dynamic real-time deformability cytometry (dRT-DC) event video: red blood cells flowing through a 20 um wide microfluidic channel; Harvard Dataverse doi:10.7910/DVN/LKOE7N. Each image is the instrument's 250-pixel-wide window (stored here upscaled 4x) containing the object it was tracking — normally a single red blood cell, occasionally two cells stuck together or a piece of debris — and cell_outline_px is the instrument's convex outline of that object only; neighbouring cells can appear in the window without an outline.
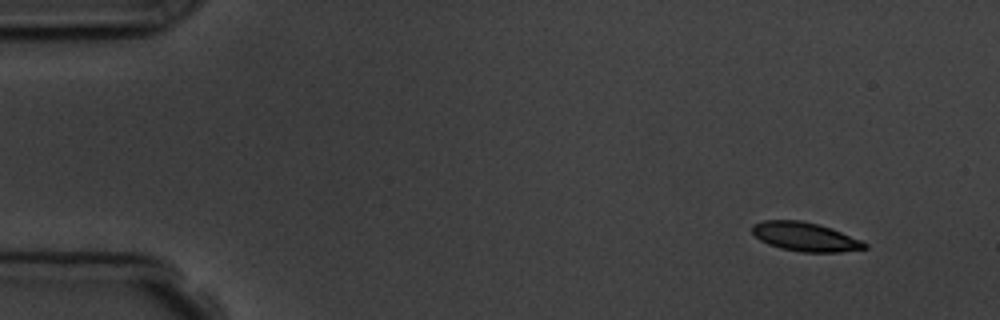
{"species": "common noctule bat (a hibernating species)", "species_latin": "Nyctalus noctula", "temperature_condition": "room temperature", "stored_images_in_passage": 4, "camera_frame_rate_fps": 3000, "um_per_image_px": 0.085, "animal": {"sex": "male", "body_mass_g": 19.5, "forearm_length_mm": 54.6}, "frame": {"image": 1, "passage_image": 1, "time_ms": 0.0, "image_size_px": [1000, 320], "cell_outline_px": [[868, 248], [840, 252], [800, 252], [780, 248], [768, 244], [760, 240], [752, 232], [752, 224], [764, 220], [800, 220], [832, 228], [860, 240], [868, 244]], "centroid_in_image_um": [68.43, 20.13], "position_along_channel_um": 16.6, "area_um2": 18.9}}
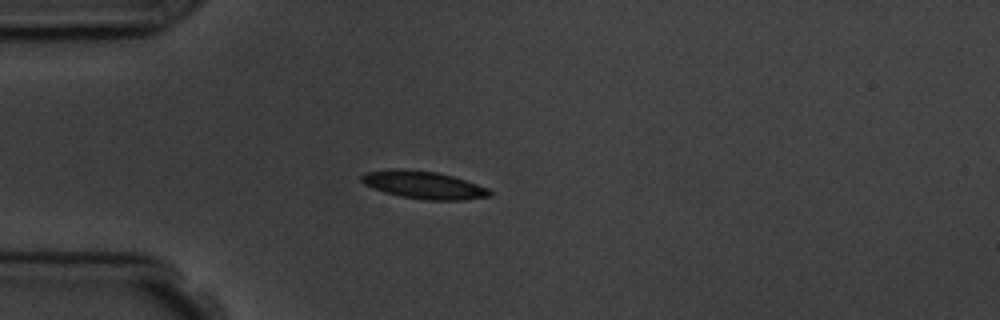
{"frame": {"image": 2, "passage_image": 4, "time_ms": 3.333, "image_size_px": [1000, 320], "cell_outline_px": [[492, 196], [464, 200], [424, 200], [400, 196], [384, 192], [372, 188], [364, 184], [360, 180], [360, 176], [364, 172], [388, 168], [400, 168], [436, 172], [452, 176], [488, 188], [492, 192]], "centroid_in_image_um": [35.95, 15.71], "position_along_channel_um": 49.0, "area_um2": 20.87}}